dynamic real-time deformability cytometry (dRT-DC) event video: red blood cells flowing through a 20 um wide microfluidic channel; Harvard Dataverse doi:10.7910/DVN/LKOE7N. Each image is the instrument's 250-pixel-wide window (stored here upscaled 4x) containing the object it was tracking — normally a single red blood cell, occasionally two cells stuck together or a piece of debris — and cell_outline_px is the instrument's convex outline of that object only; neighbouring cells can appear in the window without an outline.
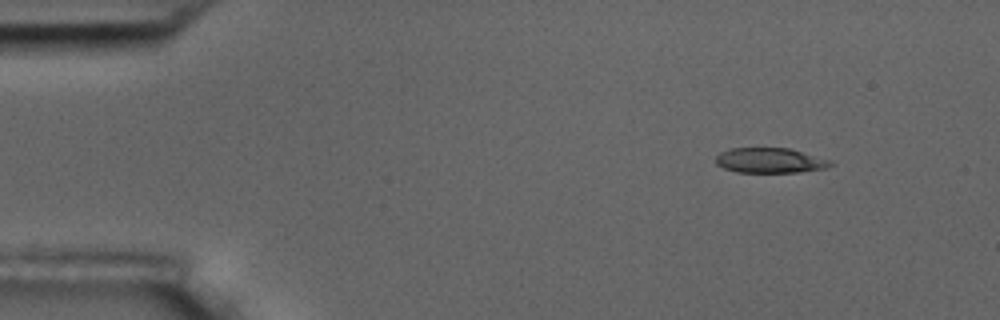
{"species": "common noctule bat (a hibernating species)", "species_latin": "Nyctalus noctula", "temperature_condition": "room temperature", "stored_images_in_passage": 3, "camera_frame_rate_fps": 3000, "um_per_image_px": 0.085, "animal": {"sex": "male", "body_mass_g": 17.5, "forearm_length_mm": 52.3}, "frame": {"image": 1, "passage_image": 1, "time_ms": 0.0, "image_size_px": [1000, 320], "cell_outline_px": [[836, 164], [824, 168], [796, 172], [736, 172], [724, 168], [716, 164], [716, 156], [720, 152], [732, 148], [788, 148], [828, 160]], "centroid_in_image_um": [65.39, 13.64], "position_along_channel_um": 19.6, "area_um2": 16.47}}
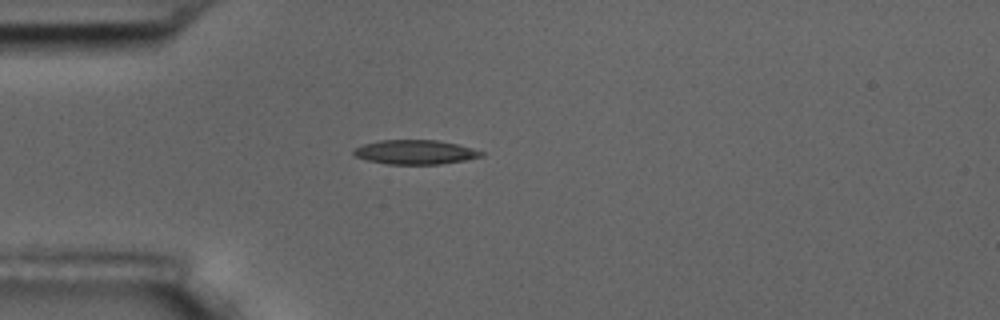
{"frame": {"image": 2, "passage_image": 3, "time_ms": 3.0, "image_size_px": [1000, 320], "cell_outline_px": [[484, 156], [464, 160], [440, 164], [388, 164], [368, 160], [356, 156], [352, 152], [356, 148], [364, 144], [380, 140], [436, 140], [456, 144], [484, 152]], "centroid_in_image_um": [35.3, 12.93], "position_along_channel_um": 49.7, "area_um2": 17.8}}